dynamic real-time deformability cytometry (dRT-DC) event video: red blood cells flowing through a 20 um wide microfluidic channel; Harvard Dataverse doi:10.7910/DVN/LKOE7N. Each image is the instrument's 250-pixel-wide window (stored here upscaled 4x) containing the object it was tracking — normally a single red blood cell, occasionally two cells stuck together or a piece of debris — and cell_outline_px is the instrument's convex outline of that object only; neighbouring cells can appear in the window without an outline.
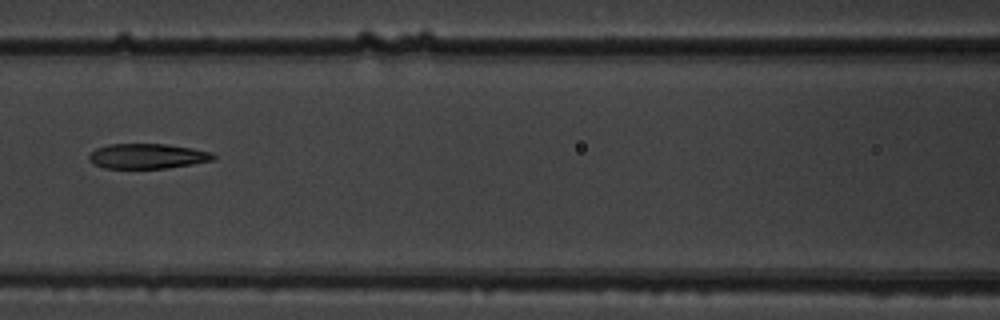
{"species": "common noctule bat (a hibernating species)", "species_latin": "Nyctalus noctula", "temperature_condition": "warm", "stored_images_in_passage": 4, "camera_frame_rate_fps": 3000, "um_per_image_px": 0.085, "animal": {"sex": "male", "body_mass_g": 19.5, "forearm_length_mm": 54.6}, "frame": {"image": 1, "passage_image": 3, "time_ms": 0.667, "image_size_px": [1000, 320], "cell_outline_px": [[216, 160], [168, 168], [104, 168], [92, 164], [88, 160], [88, 156], [96, 148], [108, 144], [168, 144], [192, 148], [212, 152], [216, 156]], "centroid_in_image_um": [12.54, 13.27], "position_along_channel_um": 154.1, "area_um2": 18.32}}
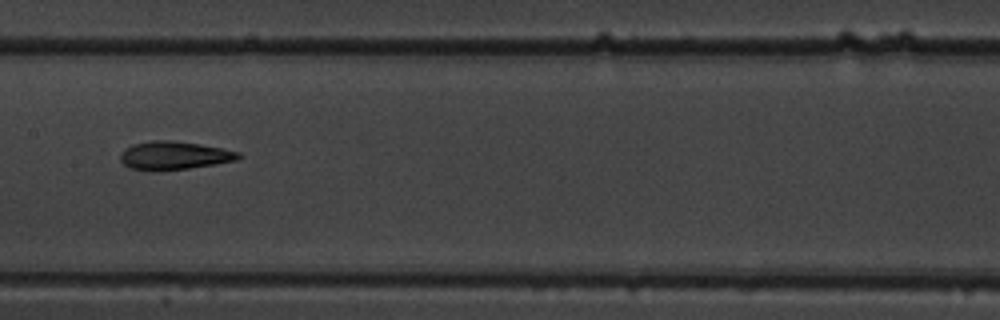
{"frame": {"image": 2, "passage_image": 4, "time_ms": 1.0, "image_size_px": [1000, 320], "cell_outline_px": [[244, 156], [236, 160], [216, 164], [188, 168], [152, 172], [128, 168], [120, 160], [120, 152], [124, 148], [132, 144], [152, 140], [172, 140], [200, 144], [240, 152]], "centroid_in_image_um": [14.76, 13.22], "position_along_channel_um": 192.6, "area_um2": 19.83}}